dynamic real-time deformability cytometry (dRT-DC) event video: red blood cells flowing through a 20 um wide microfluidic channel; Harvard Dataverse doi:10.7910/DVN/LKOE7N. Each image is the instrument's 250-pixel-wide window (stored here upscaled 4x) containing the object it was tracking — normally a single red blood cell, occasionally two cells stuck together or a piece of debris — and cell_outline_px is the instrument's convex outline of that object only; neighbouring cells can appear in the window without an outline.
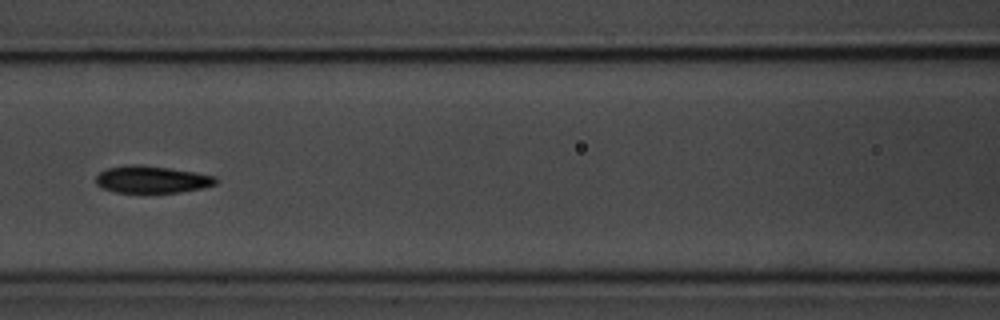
{"species": "common noctule bat (a hibernating species)", "species_latin": "Nyctalus noctula", "temperature_condition": "room temperature", "stored_images_in_passage": 6, "camera_frame_rate_fps": 3000, "um_per_image_px": 0.085, "animal": {"sex": "male", "body_mass_g": 20.1, "forearm_length_mm": 53.5}, "frame": {"image": 1, "passage_image": 5, "time_ms": 5.0, "image_size_px": [1000, 320], "cell_outline_px": [[220, 180], [216, 184], [204, 188], [180, 192], [116, 192], [100, 188], [96, 184], [96, 176], [100, 172], [108, 168], [128, 164], [140, 164], [196, 172], [216, 176]], "centroid_in_image_um": [12.93, 15.25], "position_along_channel_um": 153.7, "area_um2": 19.13}}
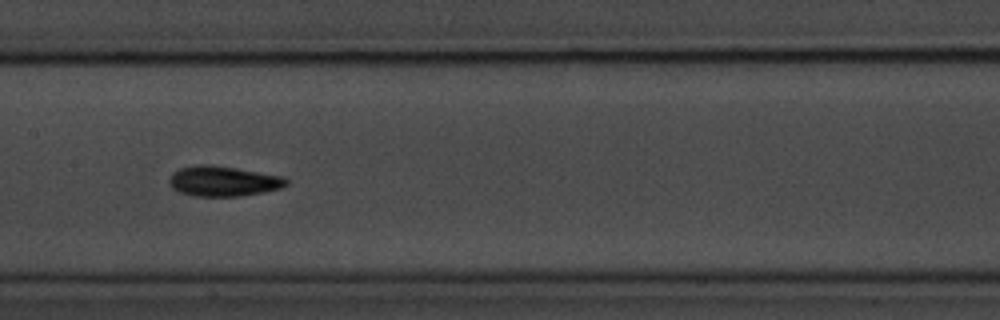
{"frame": {"image": 2, "passage_image": 6, "time_ms": 6.0, "image_size_px": [1000, 320], "cell_outline_px": [[288, 184], [280, 188], [264, 192], [240, 196], [192, 196], [180, 192], [172, 188], [168, 184], [168, 180], [172, 172], [180, 168], [200, 164], [208, 164], [236, 168], [284, 176], [288, 180]], "centroid_in_image_um": [18.96, 15.4], "position_along_channel_um": 188.4, "area_um2": 20.75}}